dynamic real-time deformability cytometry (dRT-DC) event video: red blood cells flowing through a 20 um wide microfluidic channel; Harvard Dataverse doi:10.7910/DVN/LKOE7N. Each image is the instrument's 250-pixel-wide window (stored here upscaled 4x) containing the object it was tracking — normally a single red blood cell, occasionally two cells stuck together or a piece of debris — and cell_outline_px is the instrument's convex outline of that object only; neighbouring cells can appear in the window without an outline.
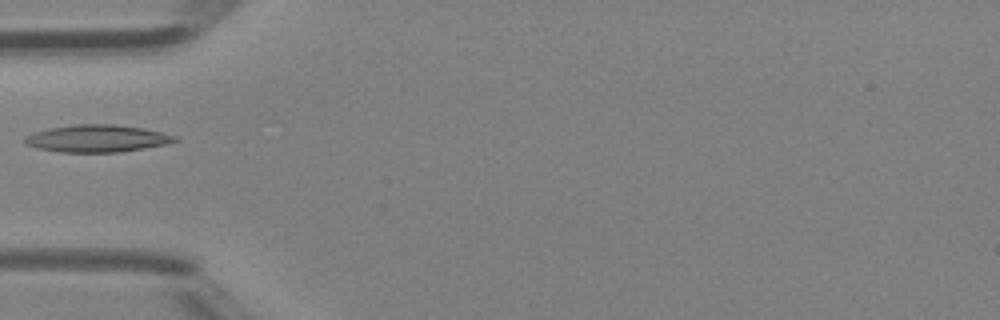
{"species": "Egyptian fruit bat (a non-hibernating species)", "species_latin": "Rousettus aegyptiacus", "temperature_condition": "room temperature", "stored_images_in_passage": 5, "camera_frame_rate_fps": 3000, "um_per_image_px": 0.085, "animal": {"sex": "female"}, "frame": {"image": 1, "passage_image": 5, "time_ms": 1.333, "image_size_px": [1000, 320], "cell_outline_px": [[180, 140], [164, 144], [144, 148], [120, 152], [60, 152], [36, 148], [28, 144], [24, 140], [24, 136], [32, 132], [48, 128], [76, 124], [112, 124], [144, 128], [176, 136]], "centroid_in_image_um": [8.22, 11.76], "position_along_channel_um": 76.8, "area_um2": 23.81}}